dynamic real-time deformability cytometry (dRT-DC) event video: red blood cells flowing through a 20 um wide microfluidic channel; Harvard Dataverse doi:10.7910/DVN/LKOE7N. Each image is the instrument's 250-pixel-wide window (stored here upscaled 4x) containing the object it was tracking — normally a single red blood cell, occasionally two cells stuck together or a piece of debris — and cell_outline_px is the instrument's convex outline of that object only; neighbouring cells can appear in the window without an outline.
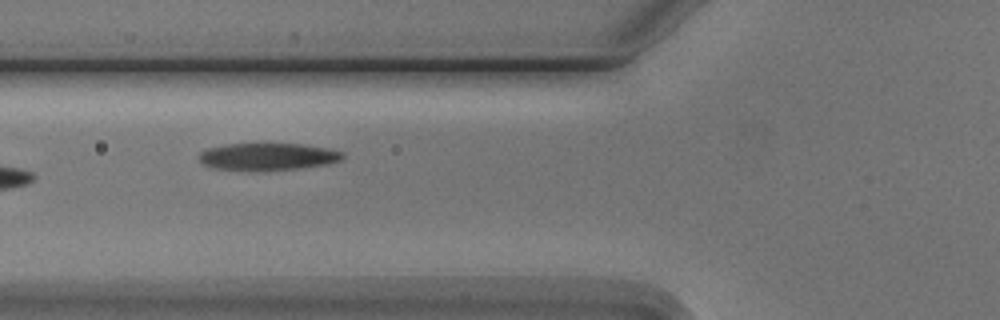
{"species": "Egyptian fruit bat (a non-hibernating species)", "species_latin": "Rousettus aegyptiacus", "temperature_condition": "cold", "stored_images_in_passage": 5, "camera_frame_rate_fps": 3000, "um_per_image_px": 0.085, "animal": {"sex": "male"}, "frame": {"image": 1, "passage_image": 4, "time_ms": 3.667, "image_size_px": [1000, 320], "cell_outline_px": [[344, 156], [340, 160], [328, 164], [300, 168], [212, 168], [204, 164], [200, 160], [200, 152], [204, 148], [224, 144], [300, 144], [328, 148], [344, 152]], "centroid_in_image_um": [22.79, 13.27], "position_along_channel_um": 103.0, "area_um2": 21.91}}
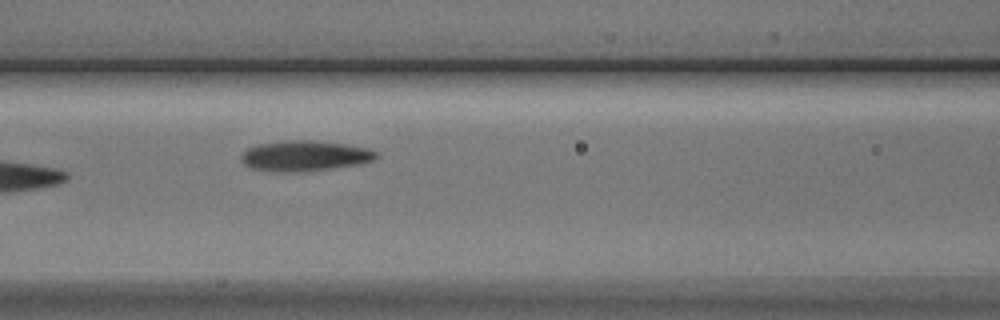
{"frame": {"image": 2, "passage_image": 5, "time_ms": 4.667, "image_size_px": [1000, 320], "cell_outline_px": [[380, 156], [372, 160], [356, 164], [300, 172], [284, 172], [252, 168], [244, 164], [240, 160], [240, 156], [248, 148], [256, 144], [292, 140], [312, 140], [344, 144], [368, 148], [376, 152]], "centroid_in_image_um": [25.87, 13.24], "position_along_channel_um": 140.7, "area_um2": 23.64}}